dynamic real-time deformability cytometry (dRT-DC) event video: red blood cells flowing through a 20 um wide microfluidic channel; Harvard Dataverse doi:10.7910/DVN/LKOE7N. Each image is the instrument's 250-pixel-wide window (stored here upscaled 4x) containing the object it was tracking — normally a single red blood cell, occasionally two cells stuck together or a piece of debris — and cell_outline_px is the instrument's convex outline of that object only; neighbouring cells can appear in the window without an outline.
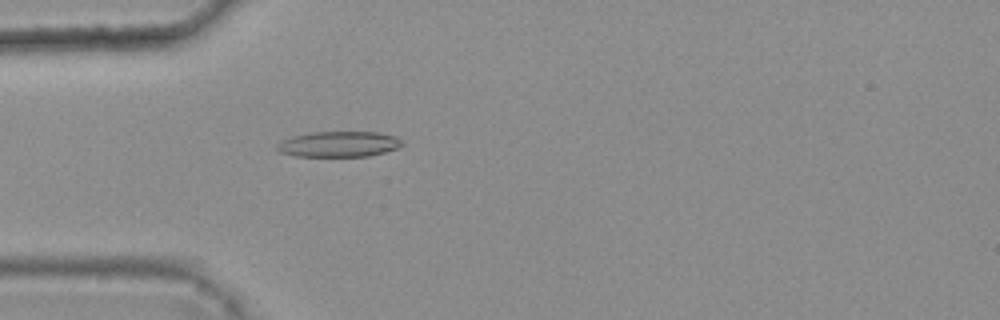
{"species": "common noctule bat (a hibernating species)", "species_latin": "Nyctalus noctula", "temperature_condition": "warm", "stored_images_in_passage": 5, "camera_frame_rate_fps": 3000, "um_per_image_px": 0.085, "animal": {"sex": "female", "body_mass_g": 25.1}, "frame": {"image": 1, "passage_image": 5, "time_ms": 1.333, "image_size_px": [1000, 320], "cell_outline_px": [[404, 144], [396, 148], [384, 152], [368, 156], [296, 156], [280, 152], [276, 148], [276, 144], [280, 140], [292, 136], [312, 132], [380, 132], [396, 136]], "centroid_in_image_um": [28.77, 12.24], "position_along_channel_um": 56.2, "area_um2": 18.67}}